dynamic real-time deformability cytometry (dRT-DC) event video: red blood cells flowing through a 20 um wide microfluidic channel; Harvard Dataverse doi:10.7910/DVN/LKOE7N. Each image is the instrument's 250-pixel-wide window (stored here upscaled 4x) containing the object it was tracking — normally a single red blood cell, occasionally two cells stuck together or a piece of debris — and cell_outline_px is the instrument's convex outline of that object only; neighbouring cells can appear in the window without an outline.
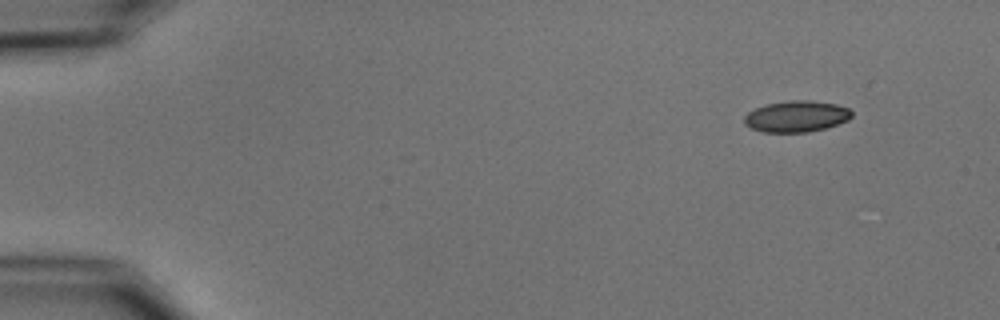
{"species": "common noctule bat (a hibernating species)", "species_latin": "Nyctalus noctula", "temperature_condition": "cold", "stored_images_in_passage": 4, "camera_frame_rate_fps": 3000, "um_per_image_px": 0.085, "animal": {"sex": "male", "body_mass_g": 15.6}, "frame": {"image": 1, "passage_image": 1, "time_ms": 0.0, "image_size_px": [1000, 320], "cell_outline_px": [[852, 116], [848, 120], [824, 128], [808, 132], [764, 132], [752, 128], [744, 124], [744, 116], [748, 112], [756, 108], [768, 104], [788, 100], [808, 100], [836, 104], [848, 108], [852, 112]], "centroid_in_image_um": [67.69, 9.89], "position_along_channel_um": 17.3, "area_um2": 19.42}}
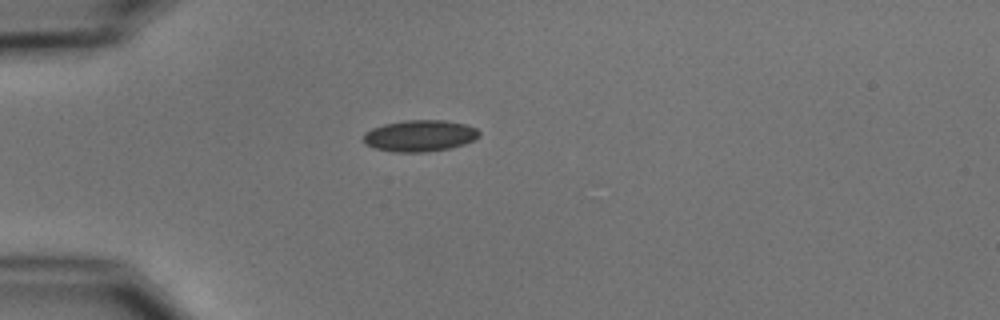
{"frame": {"image": 2, "passage_image": 4, "time_ms": 3.333, "image_size_px": [1000, 320], "cell_outline_px": [[480, 136], [464, 144], [452, 148], [424, 152], [392, 152], [376, 148], [364, 144], [364, 132], [372, 128], [384, 124], [404, 120], [444, 120], [464, 124], [476, 128], [480, 132]], "centroid_in_image_um": [35.67, 11.54], "position_along_channel_um": 49.3, "area_um2": 21.27}}